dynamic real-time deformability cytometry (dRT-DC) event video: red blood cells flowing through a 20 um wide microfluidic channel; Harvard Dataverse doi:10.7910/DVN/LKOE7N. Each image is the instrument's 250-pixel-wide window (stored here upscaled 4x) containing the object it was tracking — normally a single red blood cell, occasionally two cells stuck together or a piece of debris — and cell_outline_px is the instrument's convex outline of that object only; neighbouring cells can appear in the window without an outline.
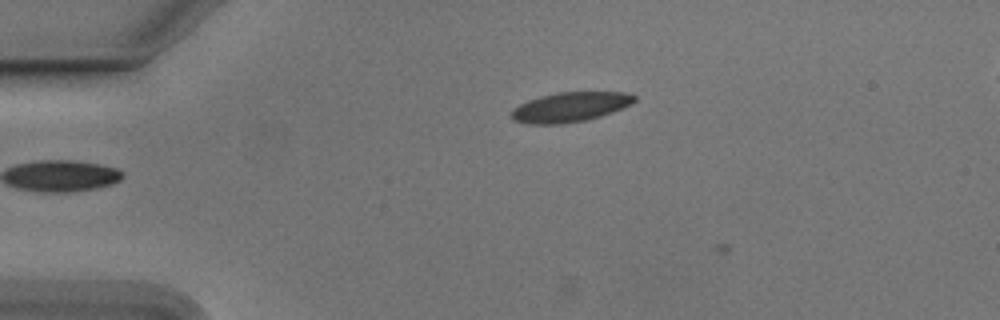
{"species": "Egyptian fruit bat (a non-hibernating species)", "species_latin": "Rousettus aegyptiacus", "temperature_condition": "cold", "stored_images_in_passage": 6, "camera_frame_rate_fps": 3000, "um_per_image_px": 0.085, "animal": {"sex": "male"}, "frame": {"image": 1, "passage_image": 5, "time_ms": 1.333, "image_size_px": [1000, 320], "cell_outline_px": [[636, 100], [632, 104], [612, 112], [588, 120], [560, 124], [528, 124], [512, 120], [508, 116], [508, 112], [512, 108], [528, 100], [540, 96], [556, 92], [624, 92], [636, 96]], "centroid_in_image_um": [48.4, 9.1], "position_along_channel_um": 36.6, "area_um2": 21.62}}